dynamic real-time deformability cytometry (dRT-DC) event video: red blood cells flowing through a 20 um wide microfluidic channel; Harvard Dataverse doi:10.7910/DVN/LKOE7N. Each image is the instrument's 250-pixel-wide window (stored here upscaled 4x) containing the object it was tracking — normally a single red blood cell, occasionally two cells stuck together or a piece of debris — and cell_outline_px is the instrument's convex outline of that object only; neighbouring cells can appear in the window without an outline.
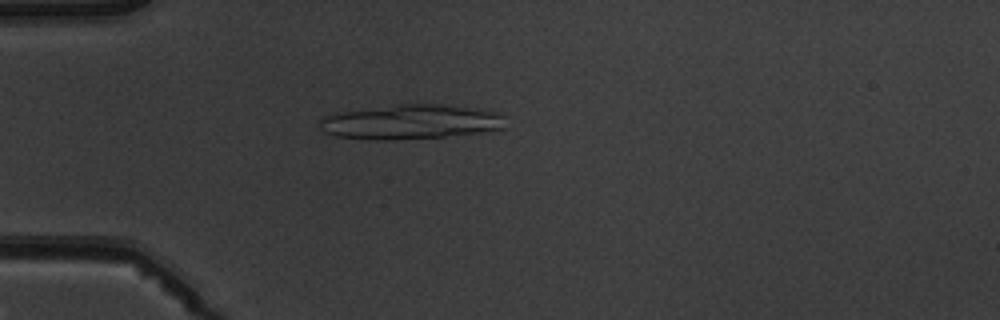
{"species": "common noctule bat (a hibernating species)", "species_latin": "Nyctalus noctula", "temperature_condition": "warm", "stored_images_in_passage": 1, "camera_frame_rate_fps": 3000, "um_per_image_px": 0.085, "animal": {"sex": "male", "body_mass_g": 19.5, "forearm_length_mm": 54.6}, "frame": {"image": 1, "passage_image": 1, "time_ms": 0.0, "image_size_px": [1000, 320], "cell_outline_px": [[504, 128], [480, 132], [444, 136], [392, 140], [368, 140], [336, 136], [324, 132], [320, 128], [320, 116], [336, 112], [396, 104], [440, 104], [500, 112], [504, 116]], "centroid_in_image_um": [34.83, 10.36], "position_along_channel_um": 50.2, "area_um2": 37.63}}